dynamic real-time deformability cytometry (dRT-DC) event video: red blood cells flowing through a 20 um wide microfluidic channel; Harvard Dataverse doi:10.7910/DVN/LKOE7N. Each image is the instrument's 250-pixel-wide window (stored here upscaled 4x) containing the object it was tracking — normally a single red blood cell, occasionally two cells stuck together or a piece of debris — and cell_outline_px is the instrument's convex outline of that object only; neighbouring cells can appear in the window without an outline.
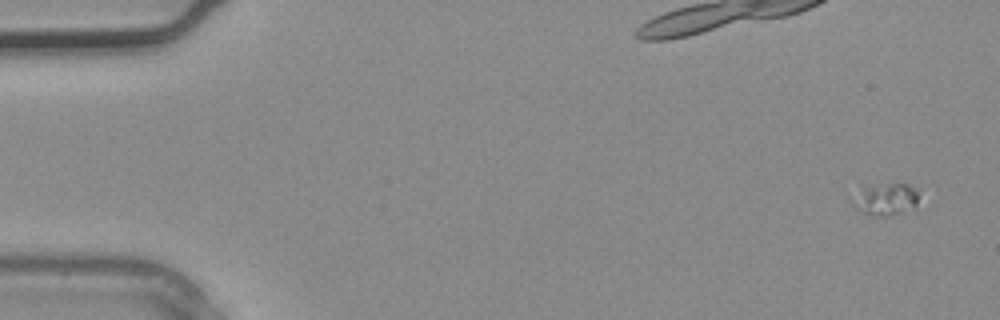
{"species": "common noctule bat (a hibernating species)", "species_latin": "Nyctalus noctula", "temperature_condition": "warm", "stored_images_in_passage": 2, "segment_of_instrument_passage": [2, 2], "camera_frame_rate_fps": 3000, "um_per_image_px": 0.085, "animal": {"sex": "male", "body_mass_g": 20.4}, "frame": {"image": 1, "passage_image": 2, "time_ms": 0.333, "image_size_px": [1000, 320], "cell_outline_px": [[916, 204], [900, 212], [888, 216], [872, 216], [860, 212], [852, 204], [848, 196], [864, 188], [888, 184], [908, 184], [916, 192]], "centroid_in_image_um": [75.14, 16.96], "position_along_channel_um": 9.9, "area_um2": 12.02}}